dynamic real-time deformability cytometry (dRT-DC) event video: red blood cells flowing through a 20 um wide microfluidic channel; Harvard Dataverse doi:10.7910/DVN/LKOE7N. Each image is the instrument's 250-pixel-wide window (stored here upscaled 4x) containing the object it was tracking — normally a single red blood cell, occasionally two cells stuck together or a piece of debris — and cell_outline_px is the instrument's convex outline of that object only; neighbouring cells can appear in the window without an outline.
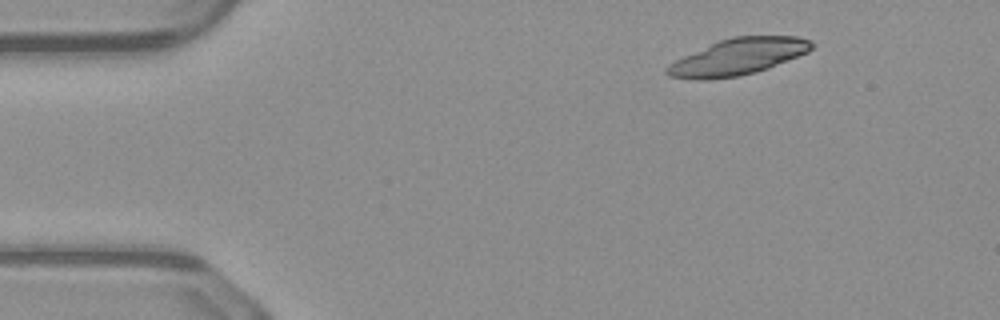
{"species": "common noctule bat (a hibernating species)", "species_latin": "Nyctalus noctula", "temperature_condition": "warm", "stored_images_in_passage": 44, "camera_frame_rate_fps": 3000, "um_per_image_px": 0.085, "animal": {"sex": "male", "body_mass_g": 23.1, "forearm_length_mm": 52.7}, "frame": {"image": 1, "passage_image": 1, "time_ms": 0.0, "image_size_px": [1000, 320], "cell_outline_px": [[816, 44], [808, 52], [768, 68], [756, 72], [736, 76], [700, 80], [668, 76], [664, 72], [664, 68], [668, 64], [684, 56], [720, 40], [732, 36], [796, 36], [812, 40]], "centroid_in_image_um": [62.75, 4.82], "position_along_channel_um": 22.3, "area_um2": 30.46}, "authors_computed_cell_mechanics": {"area_um2": 24.7673, "velocity_mm_per_s": 4.0622, "shape_relaxation_time_tau1_ms": 1.3824, "shape_relaxation_time_tau2_ms": null, "deformation_change_tau1": 0.2399, "deformation_change_tau2": null}}